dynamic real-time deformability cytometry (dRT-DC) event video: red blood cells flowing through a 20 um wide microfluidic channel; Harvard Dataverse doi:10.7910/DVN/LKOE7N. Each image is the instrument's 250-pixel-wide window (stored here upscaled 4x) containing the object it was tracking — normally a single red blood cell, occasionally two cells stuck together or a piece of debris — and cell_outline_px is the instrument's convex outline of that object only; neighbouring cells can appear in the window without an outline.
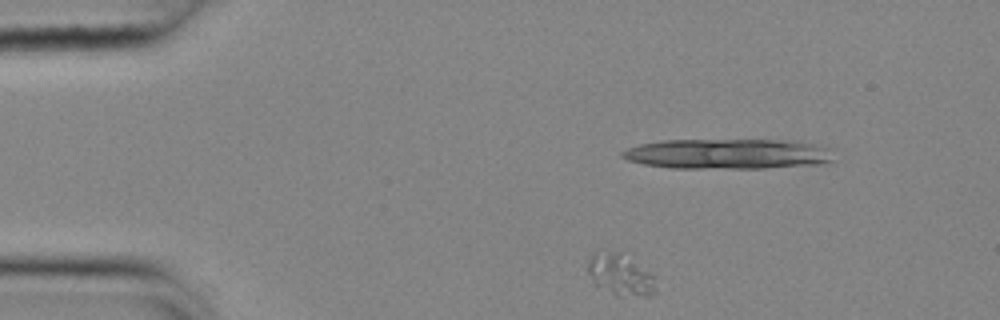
{"species": "common noctule bat (a hibernating species)", "species_latin": "Nyctalus noctula", "temperature_condition": "cold", "stored_images_in_passage": 36, "segment_of_instrument_passage": [2, 2], "camera_frame_rate_fps": 3000, "um_per_image_px": 0.085, "animal": {"sex": "female", "body_mass_g": 25.1}, "frame": {"image": 1, "passage_image": 6, "time_ms": 1.667, "image_size_px": [1000, 320], "cell_outline_px": [[656, 292], [648, 296], [616, 296], [592, 284], [588, 272], [588, 260], [592, 252], [620, 252], [648, 272], [652, 276], [656, 288]], "centroid_in_image_um": [52.66, 23.39], "position_along_channel_um": 32.3, "area_um2": 16.3}}